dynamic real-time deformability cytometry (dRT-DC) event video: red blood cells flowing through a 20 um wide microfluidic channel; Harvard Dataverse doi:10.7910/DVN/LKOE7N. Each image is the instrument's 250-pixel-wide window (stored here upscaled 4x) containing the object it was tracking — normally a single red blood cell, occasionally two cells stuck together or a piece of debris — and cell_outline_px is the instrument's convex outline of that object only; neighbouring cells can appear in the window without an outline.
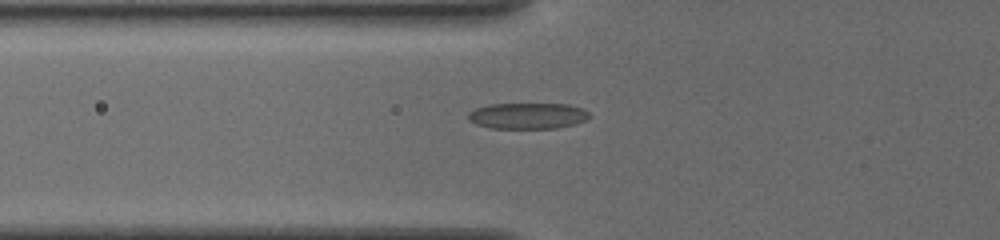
{"species": "common noctule bat (a hibernating species)", "species_latin": "Nyctalus noctula", "temperature_condition": "cold", "stored_images_in_passage": 35, "camera_frame_rate_fps": 3000, "um_per_image_px": 0.085, "animal": {"sex": "female", "body_mass_g": 19.5, "forearm_length_mm": 54.1}, "frame": {"image": 1, "passage_image": 2, "time_ms": 0.333, "image_size_px": [1000, 240], "cell_outline_px": [[592, 116], [588, 120], [556, 128], [492, 128], [476, 124], [468, 120], [468, 112], [476, 108], [488, 104], [568, 104], [580, 108], [588, 112]], "centroid_in_image_um": [44.84, 9.84], "position_along_channel_um": 81.0, "area_um2": 18.38}}
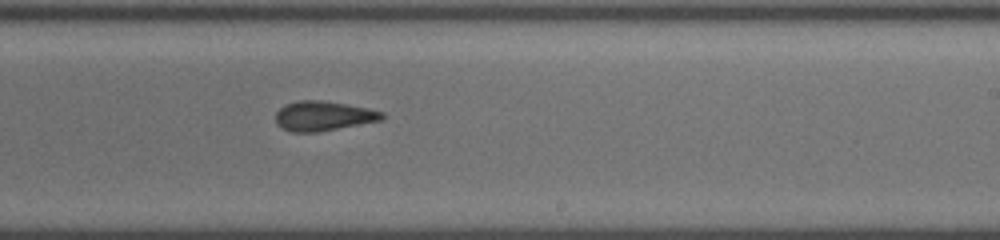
{"frame": {"image": 2, "passage_image": 16, "time_ms": 5.0, "image_size_px": [1000, 240], "cell_outline_px": [[384, 116], [380, 120], [316, 132], [292, 132], [284, 128], [276, 120], [276, 112], [280, 108], [288, 104], [300, 100], [320, 100], [368, 108], [384, 112]], "centroid_in_image_um": [27.48, 9.85], "position_along_channel_um": 261.5, "area_um2": 17.86}}
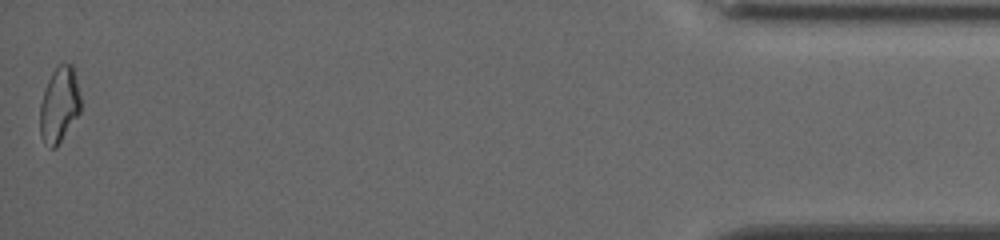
{"frame": {"image": 3, "passage_image": 35, "time_ms": 11.333, "image_size_px": [1000, 240], "cell_outline_px": [[80, 112], [56, 148], [48, 148], [40, 136], [40, 104], [48, 80], [56, 64], [72, 64], [80, 96]], "centroid_in_image_um": [5.02, 8.93], "position_along_channel_um": 430.2, "area_um2": 17.8}, "authors_computed_cell_mechanics": {"area_um2": 18.207, "velocity_mm_per_s": 3.8742, "shape_relaxation_time_tau1_ms": 3.907, "shape_relaxation_time_tau2_ms": 1.9634, "deformation_change_tau1": 0.118, "deformation_change_tau2": 0.0991}}